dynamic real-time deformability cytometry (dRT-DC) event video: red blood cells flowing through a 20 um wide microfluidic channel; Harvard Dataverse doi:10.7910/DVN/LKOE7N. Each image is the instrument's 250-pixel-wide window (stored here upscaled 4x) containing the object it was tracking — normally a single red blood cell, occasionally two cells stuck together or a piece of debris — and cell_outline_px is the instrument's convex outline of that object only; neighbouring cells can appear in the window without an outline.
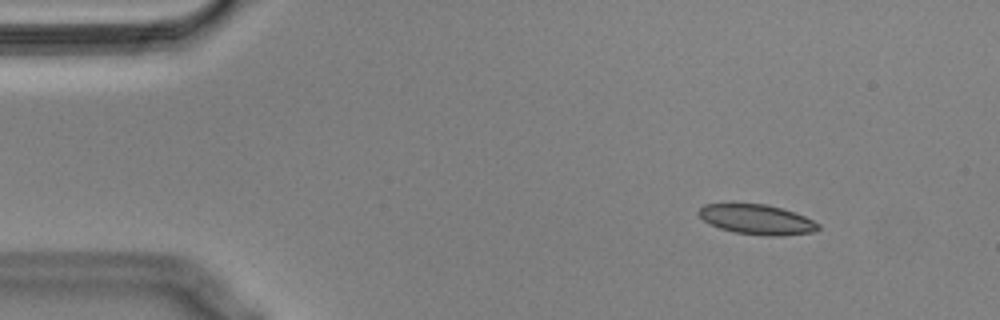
{"species": "Egyptian fruit bat (a non-hibernating species)", "species_latin": "Rousettus aegyptiacus", "temperature_condition": "cold", "stored_images_in_passage": 55, "camera_frame_rate_fps": 3000, "um_per_image_px": 0.085, "animal": {"sex": "male"}, "frame": {"image": 1, "passage_image": 6, "time_ms": 1.667, "image_size_px": [1000, 320], "cell_outline_px": [[820, 228], [812, 232], [780, 236], [764, 236], [736, 232], [720, 228], [704, 220], [696, 212], [704, 204], [768, 204], [804, 216], [820, 224]], "centroid_in_image_um": [64.34, 18.66], "position_along_channel_um": 20.7, "area_um2": 20.58}}
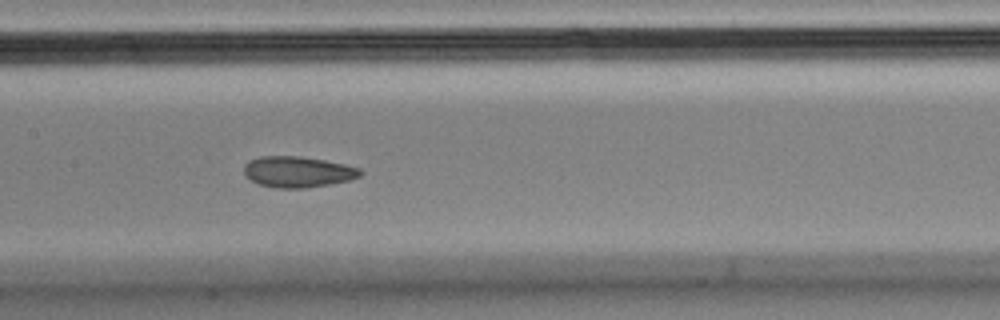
{"frame": {"image": 2, "passage_image": 26, "time_ms": 8.333, "image_size_px": [1000, 320], "cell_outline_px": [[364, 172], [360, 176], [348, 180], [328, 184], [304, 188], [276, 188], [260, 184], [252, 180], [244, 172], [244, 164], [248, 160], [260, 156], [300, 156], [324, 160], [344, 164], [360, 168]], "centroid_in_image_um": [25.31, 14.59], "position_along_channel_um": 182.1, "area_um2": 20.87}}
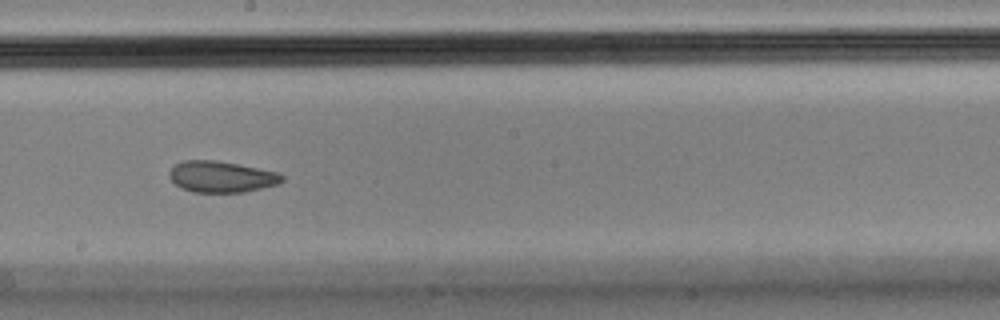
{"frame": {"image": 3, "passage_image": 30, "time_ms": 9.667, "image_size_px": [1000, 320], "cell_outline_px": [[284, 180], [280, 184], [244, 192], [192, 192], [180, 188], [168, 176], [168, 172], [172, 164], [184, 160], [216, 160], [280, 172], [284, 176]], "centroid_in_image_um": [18.81, 15.02], "position_along_channel_um": 229.4, "area_um2": 20.87}, "authors_computed_cell_mechanics": {"area_um2": 21.2126, "velocity_mm_per_s": 3.5604, "shape_relaxation_time_tau1_ms": null, "shape_relaxation_time_tau2_ms": 1.5866, "deformation_change_tau1": null, "deformation_change_tau2": 0.0656}}